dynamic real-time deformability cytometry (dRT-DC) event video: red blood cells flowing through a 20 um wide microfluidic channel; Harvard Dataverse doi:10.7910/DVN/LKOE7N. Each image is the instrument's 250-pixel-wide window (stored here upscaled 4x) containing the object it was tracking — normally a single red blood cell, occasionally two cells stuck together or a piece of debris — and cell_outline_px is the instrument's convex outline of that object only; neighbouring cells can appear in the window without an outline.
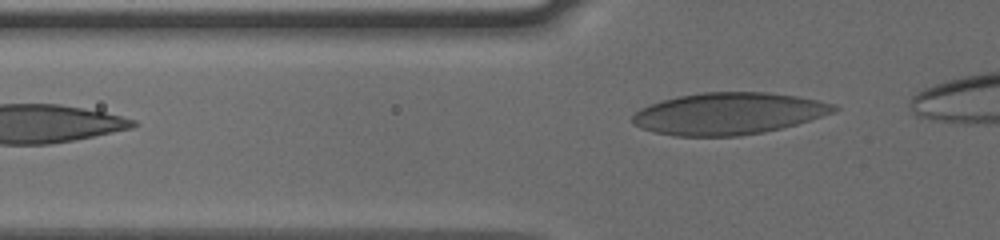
{"species": "human", "species_latin": "Homo sapiens", "temperature_condition": "cold", "stored_images_in_passage": 32, "camera_frame_rate_fps": 3000, "um_per_image_px": 0.085, "donor": {"sex": "male"}, "frame": {"image": 1, "passage_image": 2, "time_ms": 0.333, "image_size_px": [1000, 240], "cell_outline_px": [[840, 108], [832, 112], [796, 124], [764, 132], [740, 136], [676, 136], [656, 132], [632, 124], [632, 116], [640, 108], [664, 100], [680, 96], [704, 92], [768, 92], [796, 96], [836, 104]], "centroid_in_image_um": [61.92, 9.65], "position_along_channel_um": 63.9, "area_um2": 48.67}}
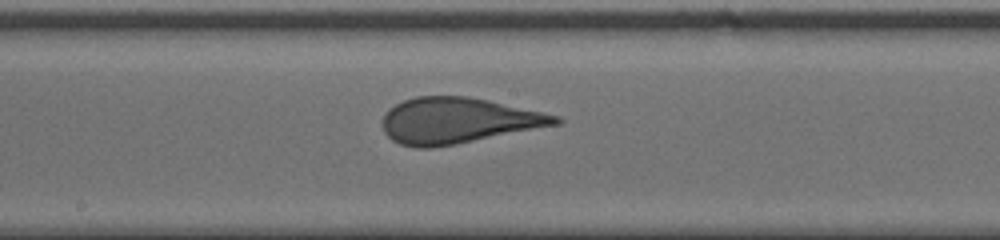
{"frame": {"image": 2, "passage_image": 14, "time_ms": 4.333, "image_size_px": [1000, 240], "cell_outline_px": [[564, 120], [560, 124], [456, 144], [428, 148], [416, 148], [400, 144], [392, 140], [384, 132], [384, 112], [388, 108], [404, 100], [416, 96], [468, 96], [488, 100], [560, 116]], "centroid_in_image_um": [38.92, 10.25], "position_along_channel_um": 209.3, "area_um2": 46.01}}
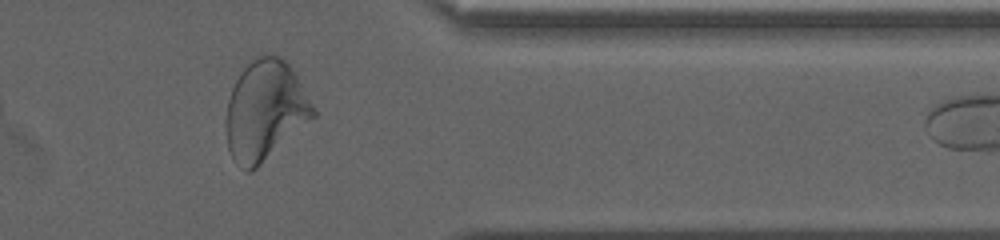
{"frame": {"image": 3, "passage_image": 29, "time_ms": 9.333, "image_size_px": [1000, 240], "cell_outline_px": [[316, 116], [252, 172], [248, 172], [240, 168], [236, 164], [228, 148], [224, 124], [224, 120], [228, 100], [232, 88], [240, 72], [252, 60], [260, 56], [276, 56], [284, 60], [288, 64], [296, 76], [316, 112]], "centroid_in_image_um": [22.49, 9.45], "position_along_channel_um": 388.9, "area_um2": 50.29}}